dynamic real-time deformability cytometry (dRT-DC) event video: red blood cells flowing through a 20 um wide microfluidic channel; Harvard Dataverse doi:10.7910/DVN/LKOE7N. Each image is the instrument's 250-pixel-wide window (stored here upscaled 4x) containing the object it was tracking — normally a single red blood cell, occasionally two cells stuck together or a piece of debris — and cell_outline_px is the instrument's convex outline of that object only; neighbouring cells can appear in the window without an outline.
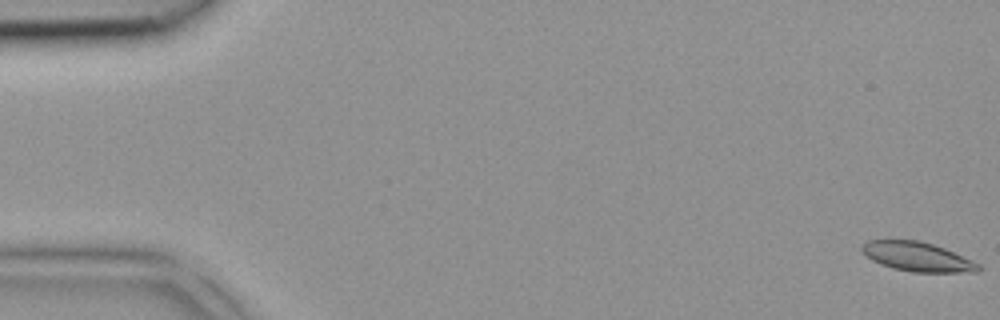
{"species": "common noctule bat (a hibernating species)", "species_latin": "Nyctalus noctula", "temperature_condition": "room temperature", "stored_images_in_passage": 6, "camera_frame_rate_fps": 3000, "um_per_image_px": 0.085, "animal": {"sex": "female", "body_mass_g": 18.4}, "frame": {"image": 1, "passage_image": 1, "time_ms": 0.0, "image_size_px": [1000, 320], "cell_outline_px": [[980, 272], [912, 272], [892, 268], [880, 264], [864, 256], [860, 252], [860, 244], [868, 240], [888, 236], [920, 240], [944, 248], [972, 260], [980, 264]], "centroid_in_image_um": [77.84, 21.76], "position_along_channel_um": 7.2, "area_um2": 20.87}}
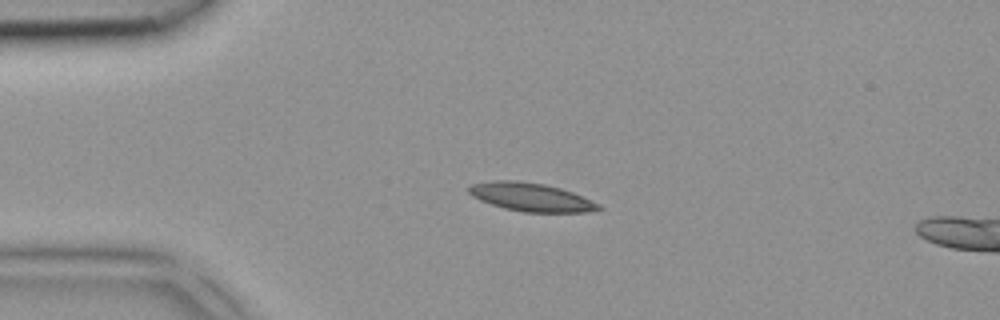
{"frame": {"image": 2, "passage_image": 4, "time_ms": 1.0, "image_size_px": [1000, 320], "cell_outline_px": [[604, 208], [584, 212], [524, 212], [504, 208], [480, 200], [472, 196], [468, 192], [468, 188], [472, 184], [492, 180], [516, 180], [544, 184], [560, 188], [572, 192], [600, 204]], "centroid_in_image_um": [45.12, 16.75], "position_along_channel_um": 39.9, "area_um2": 21.33}}